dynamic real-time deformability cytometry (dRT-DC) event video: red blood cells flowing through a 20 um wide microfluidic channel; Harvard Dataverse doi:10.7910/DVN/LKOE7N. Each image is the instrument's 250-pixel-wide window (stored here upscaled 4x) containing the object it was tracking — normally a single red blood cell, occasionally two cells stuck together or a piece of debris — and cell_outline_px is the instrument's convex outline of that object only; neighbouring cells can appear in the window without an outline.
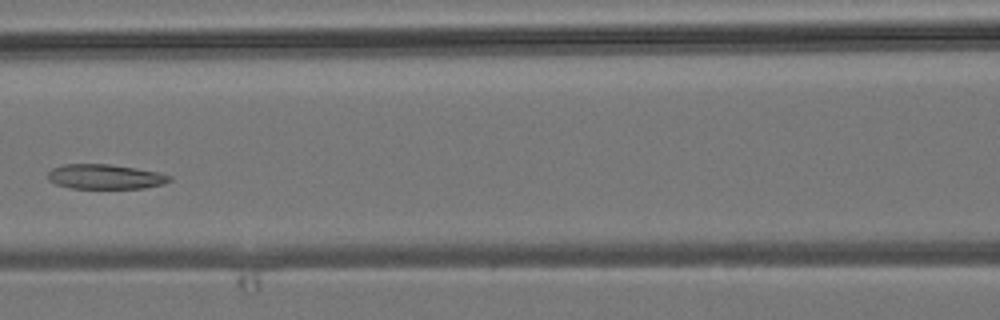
{"species": "common noctule bat (a hibernating species)", "species_latin": "Nyctalus noctula", "temperature_condition": "room temperature", "stored_images_in_passage": 6, "camera_frame_rate_fps": 3000, "um_per_image_px": 0.085, "animal": {"sex": "male", "body_mass_g": 19.2, "forearm_length_mm": 51.8}, "frame": {"image": 1, "passage_image": 6, "time_ms": 5.667, "image_size_px": [1000, 320], "cell_outline_px": [[172, 180], [164, 184], [144, 188], [72, 188], [56, 184], [48, 180], [48, 172], [52, 168], [64, 164], [108, 164], [136, 168], [156, 172], [172, 176]], "centroid_in_image_um": [8.94, 15.02], "position_along_channel_um": 157.7, "area_um2": 17.51}}